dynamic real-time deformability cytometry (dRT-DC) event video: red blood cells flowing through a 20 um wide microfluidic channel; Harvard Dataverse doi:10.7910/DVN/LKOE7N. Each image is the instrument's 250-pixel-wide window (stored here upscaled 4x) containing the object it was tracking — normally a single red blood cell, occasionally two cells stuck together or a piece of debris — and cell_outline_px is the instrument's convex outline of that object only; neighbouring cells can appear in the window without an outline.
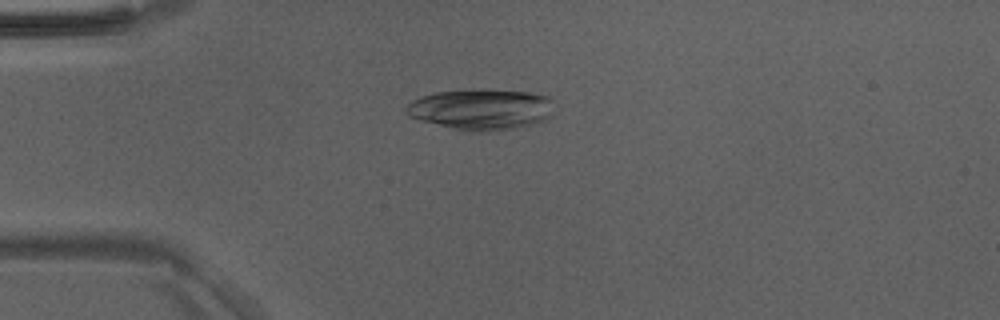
{"species": "Egyptian fruit bat (a non-hibernating species)", "species_latin": "Rousettus aegyptiacus", "temperature_condition": "room temperature", "stored_images_in_passage": 48, "camera_frame_rate_fps": 3000, "um_per_image_px": 0.085, "animal": {"sex": "male"}, "frame": {"image": 1, "passage_image": 12, "time_ms": 3.667, "image_size_px": [1000, 320], "cell_outline_px": [[552, 116], [536, 124], [496, 132], [464, 132], [420, 120], [408, 116], [404, 108], [412, 100], [420, 96], [436, 92], [484, 88], [532, 92], [548, 96], [552, 100]], "centroid_in_image_um": [40.91, 9.3], "position_along_channel_um": 44.1, "area_um2": 36.24}}
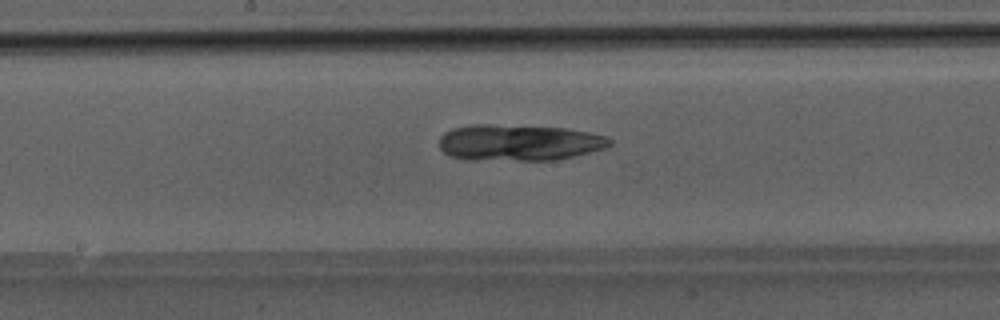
{"frame": {"image": 2, "passage_image": 25, "time_ms": 8.0, "image_size_px": [1000, 320], "cell_outline_px": [[612, 144], [608, 148], [556, 160], [464, 160], [448, 156], [440, 148], [440, 136], [444, 132], [452, 128], [468, 124], [488, 124], [564, 128], [588, 132], [608, 136], [612, 140]], "centroid_in_image_um": [44.1, 12.12], "position_along_channel_um": 204.1, "area_um2": 36.53}}
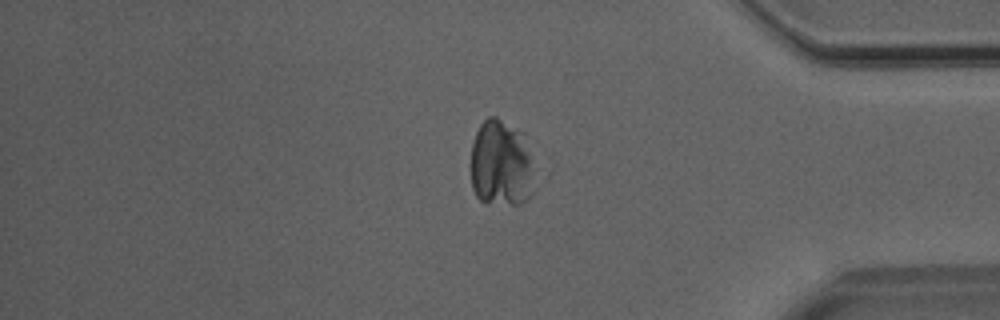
{"frame": {"image": 3, "passage_image": 40, "time_ms": 13.0, "image_size_px": [1000, 320], "cell_outline_px": [[532, 192], [528, 200], [520, 204], [512, 204], [480, 200], [476, 196], [472, 188], [472, 144], [476, 132], [480, 124], [488, 116], [496, 116], [524, 132], [528, 152]], "centroid_in_image_um": [42.55, 13.87], "position_along_channel_um": 392.6, "area_um2": 31.62}}